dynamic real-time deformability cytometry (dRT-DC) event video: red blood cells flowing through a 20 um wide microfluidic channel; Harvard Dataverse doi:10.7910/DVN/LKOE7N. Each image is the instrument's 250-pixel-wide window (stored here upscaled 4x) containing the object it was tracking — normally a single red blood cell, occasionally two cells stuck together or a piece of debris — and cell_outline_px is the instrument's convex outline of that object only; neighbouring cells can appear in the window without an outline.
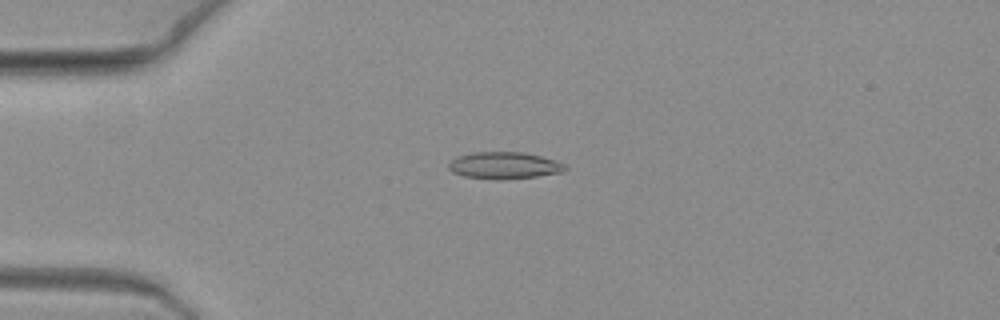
{"species": "common noctule bat (a hibernating species)", "species_latin": "Nyctalus noctula", "temperature_condition": "warm", "stored_images_in_passage": 10, "camera_frame_rate_fps": 3000, "um_per_image_px": 0.085, "animal": {"sex": "female", "body_mass_g": 19.3, "forearm_length_mm": 54.1}, "frame": {"image": 1, "passage_image": 6, "time_ms": 1.667, "image_size_px": [1000, 320], "cell_outline_px": [[568, 168], [560, 172], [536, 176], [464, 176], [452, 172], [448, 168], [448, 164], [452, 160], [460, 156], [476, 152], [524, 152], [540, 156], [564, 164]], "centroid_in_image_um": [42.86, 14.0], "position_along_channel_um": 42.1, "area_um2": 16.88}}
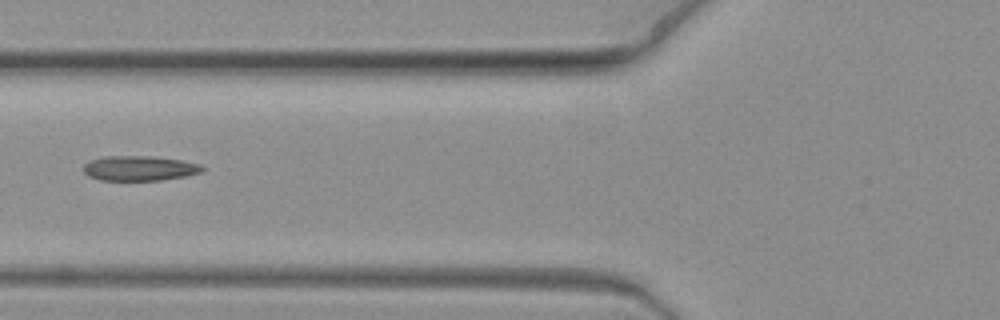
{"frame": {"image": 2, "passage_image": 9, "time_ms": 2.667, "image_size_px": [1000, 320], "cell_outline_px": [[204, 168], [200, 172], [184, 176], [160, 180], [100, 180], [88, 176], [84, 172], [84, 164], [92, 160], [104, 156], [152, 156], [180, 160], [200, 164]], "centroid_in_image_um": [11.83, 14.3], "position_along_channel_um": 114.0, "area_um2": 17.05}}